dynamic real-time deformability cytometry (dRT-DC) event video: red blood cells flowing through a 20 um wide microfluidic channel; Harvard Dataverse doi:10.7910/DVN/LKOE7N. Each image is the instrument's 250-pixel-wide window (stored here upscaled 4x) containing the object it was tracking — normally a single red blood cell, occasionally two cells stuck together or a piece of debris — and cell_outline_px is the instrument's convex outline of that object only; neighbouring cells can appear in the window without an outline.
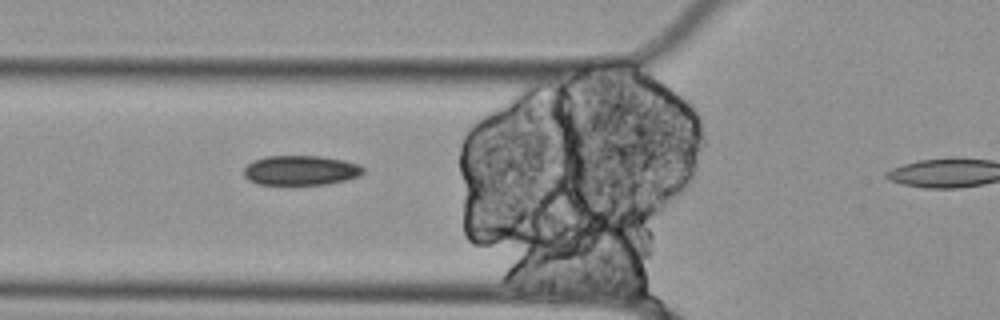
{"species": "Egyptian fruit bat (a non-hibernating species)", "species_latin": "Rousettus aegyptiacus", "temperature_condition": "cold", "stored_images_in_passage": 10, "camera_frame_rate_fps": 3000, "um_per_image_px": 0.085, "animal": {"sex": "female"}, "frame": {"image": 1, "passage_image": 9, "time_ms": 2.667, "image_size_px": [1000, 320], "cell_outline_px": [[364, 172], [360, 176], [348, 180], [328, 184], [256, 184], [248, 180], [244, 176], [244, 168], [252, 160], [268, 156], [320, 156], [344, 160], [360, 164], [364, 168]], "centroid_in_image_um": [25.59, 14.48], "position_along_channel_um": 100.2, "area_um2": 20.87}}